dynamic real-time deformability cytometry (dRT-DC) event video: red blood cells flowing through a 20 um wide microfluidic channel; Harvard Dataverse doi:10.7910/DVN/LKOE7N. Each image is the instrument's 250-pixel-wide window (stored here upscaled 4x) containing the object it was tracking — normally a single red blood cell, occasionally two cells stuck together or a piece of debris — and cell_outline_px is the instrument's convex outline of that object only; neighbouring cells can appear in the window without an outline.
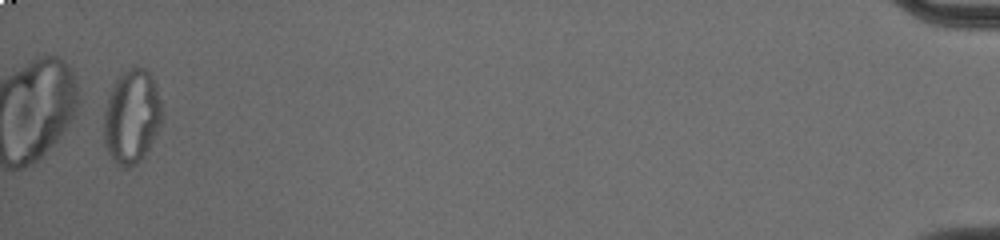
{"species": "common noctule bat (a hibernating species)", "species_latin": "Nyctalus noctula", "temperature_condition": "cold", "stored_images_in_passage": 41, "segment_of_instrument_passage": [2, 2], "camera_frame_rate_fps": 3000, "um_per_image_px": 0.085, "animal": {"sex": "male", "body_mass_g": 20.0, "forearm_length_mm": 53.3}, "frame": {"image": 1, "passage_image": 40, "time_ms": 13.0, "image_size_px": [1000, 240], "cell_outline_px": [[164, 116], [144, 156], [136, 164], [128, 168], [124, 168], [116, 164], [112, 160], [108, 152], [104, 140], [104, 112], [108, 92], [112, 84], [124, 72], [136, 64], [144, 68], [152, 76], [156, 84], [164, 112]], "centroid_in_image_um": [11.2, 9.88], "position_along_channel_um": 424.0, "area_um2": 32.25}}